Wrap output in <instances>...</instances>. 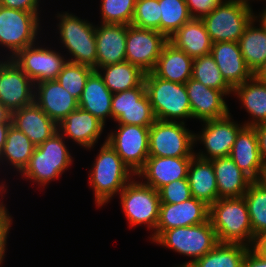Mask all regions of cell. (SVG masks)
Segmentation results:
<instances>
[{
    "mask_svg": "<svg viewBox=\"0 0 266 267\" xmlns=\"http://www.w3.org/2000/svg\"><path fill=\"white\" fill-rule=\"evenodd\" d=\"M242 267H266V259L249 247L243 259Z\"/></svg>",
    "mask_w": 266,
    "mask_h": 267,
    "instance_id": "bcb514c9",
    "label": "cell"
},
{
    "mask_svg": "<svg viewBox=\"0 0 266 267\" xmlns=\"http://www.w3.org/2000/svg\"><path fill=\"white\" fill-rule=\"evenodd\" d=\"M210 55L217 63L222 77L232 89L253 76L244 61L238 42L212 43Z\"/></svg>",
    "mask_w": 266,
    "mask_h": 267,
    "instance_id": "7402d4cb",
    "label": "cell"
},
{
    "mask_svg": "<svg viewBox=\"0 0 266 267\" xmlns=\"http://www.w3.org/2000/svg\"><path fill=\"white\" fill-rule=\"evenodd\" d=\"M202 126L199 134L194 133V144L201 141L200 144L204 145L206 152L199 151L194 155L201 159L213 160L230 155L236 136L245 125L232 120L229 113L223 118L204 121Z\"/></svg>",
    "mask_w": 266,
    "mask_h": 267,
    "instance_id": "7c38bea8",
    "label": "cell"
},
{
    "mask_svg": "<svg viewBox=\"0 0 266 267\" xmlns=\"http://www.w3.org/2000/svg\"><path fill=\"white\" fill-rule=\"evenodd\" d=\"M111 111L118 124L151 126L156 121L144 82L139 87L114 93Z\"/></svg>",
    "mask_w": 266,
    "mask_h": 267,
    "instance_id": "5bb4252c",
    "label": "cell"
},
{
    "mask_svg": "<svg viewBox=\"0 0 266 267\" xmlns=\"http://www.w3.org/2000/svg\"><path fill=\"white\" fill-rule=\"evenodd\" d=\"M255 17L250 3L224 0L202 18L212 43L238 42L246 26Z\"/></svg>",
    "mask_w": 266,
    "mask_h": 267,
    "instance_id": "52a82bcc",
    "label": "cell"
},
{
    "mask_svg": "<svg viewBox=\"0 0 266 267\" xmlns=\"http://www.w3.org/2000/svg\"><path fill=\"white\" fill-rule=\"evenodd\" d=\"M167 42L161 32L127 25L126 61L145 73L152 72Z\"/></svg>",
    "mask_w": 266,
    "mask_h": 267,
    "instance_id": "9a60e30c",
    "label": "cell"
},
{
    "mask_svg": "<svg viewBox=\"0 0 266 267\" xmlns=\"http://www.w3.org/2000/svg\"><path fill=\"white\" fill-rule=\"evenodd\" d=\"M149 130L150 126L118 124V129L106 137V141L135 175L149 157Z\"/></svg>",
    "mask_w": 266,
    "mask_h": 267,
    "instance_id": "8fae6325",
    "label": "cell"
},
{
    "mask_svg": "<svg viewBox=\"0 0 266 267\" xmlns=\"http://www.w3.org/2000/svg\"><path fill=\"white\" fill-rule=\"evenodd\" d=\"M8 213L5 206L0 210V266L5 257L7 237L12 225V217Z\"/></svg>",
    "mask_w": 266,
    "mask_h": 267,
    "instance_id": "ee69618b",
    "label": "cell"
},
{
    "mask_svg": "<svg viewBox=\"0 0 266 267\" xmlns=\"http://www.w3.org/2000/svg\"><path fill=\"white\" fill-rule=\"evenodd\" d=\"M240 1H245V2H248V3H250V0H240Z\"/></svg>",
    "mask_w": 266,
    "mask_h": 267,
    "instance_id": "9f6ffc18",
    "label": "cell"
},
{
    "mask_svg": "<svg viewBox=\"0 0 266 267\" xmlns=\"http://www.w3.org/2000/svg\"><path fill=\"white\" fill-rule=\"evenodd\" d=\"M161 33L167 38L192 19L186 0H159Z\"/></svg>",
    "mask_w": 266,
    "mask_h": 267,
    "instance_id": "8d00e7d4",
    "label": "cell"
},
{
    "mask_svg": "<svg viewBox=\"0 0 266 267\" xmlns=\"http://www.w3.org/2000/svg\"><path fill=\"white\" fill-rule=\"evenodd\" d=\"M144 85L155 118L163 121L185 122L192 119L191 106L185 84L174 83L146 73ZM186 118V119H185Z\"/></svg>",
    "mask_w": 266,
    "mask_h": 267,
    "instance_id": "277c9868",
    "label": "cell"
},
{
    "mask_svg": "<svg viewBox=\"0 0 266 267\" xmlns=\"http://www.w3.org/2000/svg\"><path fill=\"white\" fill-rule=\"evenodd\" d=\"M0 184H1V185H0V195H1V197H2V196H3L2 194H3V193H6L5 190H7V189H6V186H5L4 183H3V184L0 183ZM0 200H1V199H0ZM4 206H6V205H4L3 201L1 200V201H0V210H1Z\"/></svg>",
    "mask_w": 266,
    "mask_h": 267,
    "instance_id": "11a10c76",
    "label": "cell"
},
{
    "mask_svg": "<svg viewBox=\"0 0 266 267\" xmlns=\"http://www.w3.org/2000/svg\"><path fill=\"white\" fill-rule=\"evenodd\" d=\"M38 44L37 42L26 47L12 58L34 84L55 80L68 62L61 53L48 47L37 46Z\"/></svg>",
    "mask_w": 266,
    "mask_h": 267,
    "instance_id": "4fadbf2b",
    "label": "cell"
},
{
    "mask_svg": "<svg viewBox=\"0 0 266 267\" xmlns=\"http://www.w3.org/2000/svg\"><path fill=\"white\" fill-rule=\"evenodd\" d=\"M219 198H239L248 190L252 180L229 157L212 160Z\"/></svg>",
    "mask_w": 266,
    "mask_h": 267,
    "instance_id": "83f0119b",
    "label": "cell"
},
{
    "mask_svg": "<svg viewBox=\"0 0 266 267\" xmlns=\"http://www.w3.org/2000/svg\"><path fill=\"white\" fill-rule=\"evenodd\" d=\"M185 86L193 119L204 122L223 118L230 113L224 99L226 95L222 91L205 86L192 78L185 83Z\"/></svg>",
    "mask_w": 266,
    "mask_h": 267,
    "instance_id": "ac0fdd59",
    "label": "cell"
},
{
    "mask_svg": "<svg viewBox=\"0 0 266 267\" xmlns=\"http://www.w3.org/2000/svg\"><path fill=\"white\" fill-rule=\"evenodd\" d=\"M35 147L21 130L11 124L3 150L0 153V162L5 160L17 169L16 171L22 173L29 164Z\"/></svg>",
    "mask_w": 266,
    "mask_h": 267,
    "instance_id": "836d02e7",
    "label": "cell"
},
{
    "mask_svg": "<svg viewBox=\"0 0 266 267\" xmlns=\"http://www.w3.org/2000/svg\"><path fill=\"white\" fill-rule=\"evenodd\" d=\"M131 25L161 32L159 0H136Z\"/></svg>",
    "mask_w": 266,
    "mask_h": 267,
    "instance_id": "60d3db41",
    "label": "cell"
},
{
    "mask_svg": "<svg viewBox=\"0 0 266 267\" xmlns=\"http://www.w3.org/2000/svg\"><path fill=\"white\" fill-rule=\"evenodd\" d=\"M193 58L169 41L162 48L152 73L162 79L185 84L192 77Z\"/></svg>",
    "mask_w": 266,
    "mask_h": 267,
    "instance_id": "4316f807",
    "label": "cell"
},
{
    "mask_svg": "<svg viewBox=\"0 0 266 267\" xmlns=\"http://www.w3.org/2000/svg\"><path fill=\"white\" fill-rule=\"evenodd\" d=\"M154 242L179 254L192 257L191 260L177 267H189L219 243L209 219L195 226L165 230Z\"/></svg>",
    "mask_w": 266,
    "mask_h": 267,
    "instance_id": "8992f818",
    "label": "cell"
},
{
    "mask_svg": "<svg viewBox=\"0 0 266 267\" xmlns=\"http://www.w3.org/2000/svg\"><path fill=\"white\" fill-rule=\"evenodd\" d=\"M224 0H186L192 18L202 19Z\"/></svg>",
    "mask_w": 266,
    "mask_h": 267,
    "instance_id": "7bdbcfd3",
    "label": "cell"
},
{
    "mask_svg": "<svg viewBox=\"0 0 266 267\" xmlns=\"http://www.w3.org/2000/svg\"><path fill=\"white\" fill-rule=\"evenodd\" d=\"M11 124L12 123H0V153L3 150L7 138V133Z\"/></svg>",
    "mask_w": 266,
    "mask_h": 267,
    "instance_id": "681fc988",
    "label": "cell"
},
{
    "mask_svg": "<svg viewBox=\"0 0 266 267\" xmlns=\"http://www.w3.org/2000/svg\"><path fill=\"white\" fill-rule=\"evenodd\" d=\"M161 203L176 204L189 200L192 195L188 179L173 181L158 190Z\"/></svg>",
    "mask_w": 266,
    "mask_h": 267,
    "instance_id": "b9f144b4",
    "label": "cell"
},
{
    "mask_svg": "<svg viewBox=\"0 0 266 267\" xmlns=\"http://www.w3.org/2000/svg\"><path fill=\"white\" fill-rule=\"evenodd\" d=\"M248 249L249 247L243 244L219 242L189 267H242Z\"/></svg>",
    "mask_w": 266,
    "mask_h": 267,
    "instance_id": "e575fe53",
    "label": "cell"
},
{
    "mask_svg": "<svg viewBox=\"0 0 266 267\" xmlns=\"http://www.w3.org/2000/svg\"><path fill=\"white\" fill-rule=\"evenodd\" d=\"M149 156L193 157L194 133L182 121L158 120L149 130Z\"/></svg>",
    "mask_w": 266,
    "mask_h": 267,
    "instance_id": "30bf717a",
    "label": "cell"
},
{
    "mask_svg": "<svg viewBox=\"0 0 266 267\" xmlns=\"http://www.w3.org/2000/svg\"><path fill=\"white\" fill-rule=\"evenodd\" d=\"M192 79L203 85L222 91L226 96L233 93L227 84L213 57L208 54L193 58Z\"/></svg>",
    "mask_w": 266,
    "mask_h": 267,
    "instance_id": "d590c367",
    "label": "cell"
},
{
    "mask_svg": "<svg viewBox=\"0 0 266 267\" xmlns=\"http://www.w3.org/2000/svg\"><path fill=\"white\" fill-rule=\"evenodd\" d=\"M34 102L57 124L79 107L78 100L57 80L35 84Z\"/></svg>",
    "mask_w": 266,
    "mask_h": 267,
    "instance_id": "44dd1931",
    "label": "cell"
},
{
    "mask_svg": "<svg viewBox=\"0 0 266 267\" xmlns=\"http://www.w3.org/2000/svg\"><path fill=\"white\" fill-rule=\"evenodd\" d=\"M252 248L266 259V231L255 238Z\"/></svg>",
    "mask_w": 266,
    "mask_h": 267,
    "instance_id": "c3c4849f",
    "label": "cell"
},
{
    "mask_svg": "<svg viewBox=\"0 0 266 267\" xmlns=\"http://www.w3.org/2000/svg\"><path fill=\"white\" fill-rule=\"evenodd\" d=\"M89 174L95 204L102 207L119 194L136 175L106 141L100 147Z\"/></svg>",
    "mask_w": 266,
    "mask_h": 267,
    "instance_id": "6da1fadb",
    "label": "cell"
},
{
    "mask_svg": "<svg viewBox=\"0 0 266 267\" xmlns=\"http://www.w3.org/2000/svg\"><path fill=\"white\" fill-rule=\"evenodd\" d=\"M254 238L266 231V190L252 181L243 195Z\"/></svg>",
    "mask_w": 266,
    "mask_h": 267,
    "instance_id": "74e56055",
    "label": "cell"
},
{
    "mask_svg": "<svg viewBox=\"0 0 266 267\" xmlns=\"http://www.w3.org/2000/svg\"><path fill=\"white\" fill-rule=\"evenodd\" d=\"M35 84L12 59L0 61V102L11 112L34 103Z\"/></svg>",
    "mask_w": 266,
    "mask_h": 267,
    "instance_id": "2e32d148",
    "label": "cell"
},
{
    "mask_svg": "<svg viewBox=\"0 0 266 267\" xmlns=\"http://www.w3.org/2000/svg\"><path fill=\"white\" fill-rule=\"evenodd\" d=\"M73 162V157L65 144L64 137L55 133L51 138L35 147L29 164L20 174L25 179L46 186L65 172Z\"/></svg>",
    "mask_w": 266,
    "mask_h": 267,
    "instance_id": "3957f363",
    "label": "cell"
},
{
    "mask_svg": "<svg viewBox=\"0 0 266 267\" xmlns=\"http://www.w3.org/2000/svg\"><path fill=\"white\" fill-rule=\"evenodd\" d=\"M229 157L252 181L257 179L263 161L254 127L244 126L239 131Z\"/></svg>",
    "mask_w": 266,
    "mask_h": 267,
    "instance_id": "d4e9b609",
    "label": "cell"
},
{
    "mask_svg": "<svg viewBox=\"0 0 266 267\" xmlns=\"http://www.w3.org/2000/svg\"><path fill=\"white\" fill-rule=\"evenodd\" d=\"M208 219L209 206L194 197L176 204L161 203L158 223L150 239L154 242L165 230L195 226Z\"/></svg>",
    "mask_w": 266,
    "mask_h": 267,
    "instance_id": "e0dca14e",
    "label": "cell"
},
{
    "mask_svg": "<svg viewBox=\"0 0 266 267\" xmlns=\"http://www.w3.org/2000/svg\"><path fill=\"white\" fill-rule=\"evenodd\" d=\"M257 133L260 157L266 162V122L253 126Z\"/></svg>",
    "mask_w": 266,
    "mask_h": 267,
    "instance_id": "7dc6e473",
    "label": "cell"
},
{
    "mask_svg": "<svg viewBox=\"0 0 266 267\" xmlns=\"http://www.w3.org/2000/svg\"><path fill=\"white\" fill-rule=\"evenodd\" d=\"M136 0H102L101 22L131 25Z\"/></svg>",
    "mask_w": 266,
    "mask_h": 267,
    "instance_id": "ab89813d",
    "label": "cell"
},
{
    "mask_svg": "<svg viewBox=\"0 0 266 267\" xmlns=\"http://www.w3.org/2000/svg\"><path fill=\"white\" fill-rule=\"evenodd\" d=\"M40 0H0V6L26 12H39Z\"/></svg>",
    "mask_w": 266,
    "mask_h": 267,
    "instance_id": "f6af8a7d",
    "label": "cell"
},
{
    "mask_svg": "<svg viewBox=\"0 0 266 267\" xmlns=\"http://www.w3.org/2000/svg\"><path fill=\"white\" fill-rule=\"evenodd\" d=\"M191 159L192 157L149 156L136 176L144 178V184L158 191L173 181L187 178Z\"/></svg>",
    "mask_w": 266,
    "mask_h": 267,
    "instance_id": "d6986e66",
    "label": "cell"
},
{
    "mask_svg": "<svg viewBox=\"0 0 266 267\" xmlns=\"http://www.w3.org/2000/svg\"><path fill=\"white\" fill-rule=\"evenodd\" d=\"M258 15L259 16L255 15V19H257V22H260L266 30V7Z\"/></svg>",
    "mask_w": 266,
    "mask_h": 267,
    "instance_id": "db71d44e",
    "label": "cell"
},
{
    "mask_svg": "<svg viewBox=\"0 0 266 267\" xmlns=\"http://www.w3.org/2000/svg\"><path fill=\"white\" fill-rule=\"evenodd\" d=\"M104 126L105 124L98 118L78 107L58 124V132L65 139L70 138L89 150L98 142Z\"/></svg>",
    "mask_w": 266,
    "mask_h": 267,
    "instance_id": "ffe728a7",
    "label": "cell"
},
{
    "mask_svg": "<svg viewBox=\"0 0 266 267\" xmlns=\"http://www.w3.org/2000/svg\"><path fill=\"white\" fill-rule=\"evenodd\" d=\"M96 71L112 94L139 87L144 82L146 74L128 61L102 66Z\"/></svg>",
    "mask_w": 266,
    "mask_h": 267,
    "instance_id": "1f68e13d",
    "label": "cell"
},
{
    "mask_svg": "<svg viewBox=\"0 0 266 267\" xmlns=\"http://www.w3.org/2000/svg\"><path fill=\"white\" fill-rule=\"evenodd\" d=\"M93 71L89 66L68 61L55 80L79 100L87 78Z\"/></svg>",
    "mask_w": 266,
    "mask_h": 267,
    "instance_id": "f35d334b",
    "label": "cell"
},
{
    "mask_svg": "<svg viewBox=\"0 0 266 267\" xmlns=\"http://www.w3.org/2000/svg\"><path fill=\"white\" fill-rule=\"evenodd\" d=\"M209 220L219 242L253 246L255 238L244 197L219 198L209 207Z\"/></svg>",
    "mask_w": 266,
    "mask_h": 267,
    "instance_id": "7a4b0ae2",
    "label": "cell"
},
{
    "mask_svg": "<svg viewBox=\"0 0 266 267\" xmlns=\"http://www.w3.org/2000/svg\"><path fill=\"white\" fill-rule=\"evenodd\" d=\"M255 17L246 26L238 43L247 67L256 71L266 61V30Z\"/></svg>",
    "mask_w": 266,
    "mask_h": 267,
    "instance_id": "d6a6232c",
    "label": "cell"
},
{
    "mask_svg": "<svg viewBox=\"0 0 266 267\" xmlns=\"http://www.w3.org/2000/svg\"><path fill=\"white\" fill-rule=\"evenodd\" d=\"M120 204L130 227L145 225L155 232L161 201L159 193L133 178L119 193Z\"/></svg>",
    "mask_w": 266,
    "mask_h": 267,
    "instance_id": "9c48e42d",
    "label": "cell"
},
{
    "mask_svg": "<svg viewBox=\"0 0 266 267\" xmlns=\"http://www.w3.org/2000/svg\"><path fill=\"white\" fill-rule=\"evenodd\" d=\"M255 182L266 190V162H263V165Z\"/></svg>",
    "mask_w": 266,
    "mask_h": 267,
    "instance_id": "816d5d0a",
    "label": "cell"
},
{
    "mask_svg": "<svg viewBox=\"0 0 266 267\" xmlns=\"http://www.w3.org/2000/svg\"><path fill=\"white\" fill-rule=\"evenodd\" d=\"M176 48L196 58L210 54L212 41L202 19L192 18L168 39Z\"/></svg>",
    "mask_w": 266,
    "mask_h": 267,
    "instance_id": "f1b7e54d",
    "label": "cell"
},
{
    "mask_svg": "<svg viewBox=\"0 0 266 267\" xmlns=\"http://www.w3.org/2000/svg\"><path fill=\"white\" fill-rule=\"evenodd\" d=\"M187 179L192 197L211 206L218 199V188L212 160L193 156L188 167Z\"/></svg>",
    "mask_w": 266,
    "mask_h": 267,
    "instance_id": "484cf974",
    "label": "cell"
},
{
    "mask_svg": "<svg viewBox=\"0 0 266 267\" xmlns=\"http://www.w3.org/2000/svg\"><path fill=\"white\" fill-rule=\"evenodd\" d=\"M12 112L0 102V123H12Z\"/></svg>",
    "mask_w": 266,
    "mask_h": 267,
    "instance_id": "f907efd6",
    "label": "cell"
},
{
    "mask_svg": "<svg viewBox=\"0 0 266 267\" xmlns=\"http://www.w3.org/2000/svg\"><path fill=\"white\" fill-rule=\"evenodd\" d=\"M112 96L102 77L94 70L87 78L78 105L105 124L107 118H112Z\"/></svg>",
    "mask_w": 266,
    "mask_h": 267,
    "instance_id": "f546056e",
    "label": "cell"
},
{
    "mask_svg": "<svg viewBox=\"0 0 266 267\" xmlns=\"http://www.w3.org/2000/svg\"><path fill=\"white\" fill-rule=\"evenodd\" d=\"M61 43L71 55L68 61L97 70L95 24L68 12L58 13Z\"/></svg>",
    "mask_w": 266,
    "mask_h": 267,
    "instance_id": "5b68a950",
    "label": "cell"
},
{
    "mask_svg": "<svg viewBox=\"0 0 266 267\" xmlns=\"http://www.w3.org/2000/svg\"><path fill=\"white\" fill-rule=\"evenodd\" d=\"M246 112L252 117L244 122L245 126H255L266 122V83L258 81L254 76L233 89Z\"/></svg>",
    "mask_w": 266,
    "mask_h": 267,
    "instance_id": "4dcf8cb0",
    "label": "cell"
},
{
    "mask_svg": "<svg viewBox=\"0 0 266 267\" xmlns=\"http://www.w3.org/2000/svg\"><path fill=\"white\" fill-rule=\"evenodd\" d=\"M97 69L126 61V24L101 23L95 26Z\"/></svg>",
    "mask_w": 266,
    "mask_h": 267,
    "instance_id": "603a6c76",
    "label": "cell"
},
{
    "mask_svg": "<svg viewBox=\"0 0 266 267\" xmlns=\"http://www.w3.org/2000/svg\"><path fill=\"white\" fill-rule=\"evenodd\" d=\"M12 125L38 146L58 132L53 121L35 102L12 112Z\"/></svg>",
    "mask_w": 266,
    "mask_h": 267,
    "instance_id": "cb8c5ba5",
    "label": "cell"
},
{
    "mask_svg": "<svg viewBox=\"0 0 266 267\" xmlns=\"http://www.w3.org/2000/svg\"><path fill=\"white\" fill-rule=\"evenodd\" d=\"M253 76L260 82L266 83V61L253 72Z\"/></svg>",
    "mask_w": 266,
    "mask_h": 267,
    "instance_id": "f5cc1de1",
    "label": "cell"
},
{
    "mask_svg": "<svg viewBox=\"0 0 266 267\" xmlns=\"http://www.w3.org/2000/svg\"><path fill=\"white\" fill-rule=\"evenodd\" d=\"M38 14L0 6V45L10 51L7 59L36 43L41 31Z\"/></svg>",
    "mask_w": 266,
    "mask_h": 267,
    "instance_id": "ba28073f",
    "label": "cell"
}]
</instances>
